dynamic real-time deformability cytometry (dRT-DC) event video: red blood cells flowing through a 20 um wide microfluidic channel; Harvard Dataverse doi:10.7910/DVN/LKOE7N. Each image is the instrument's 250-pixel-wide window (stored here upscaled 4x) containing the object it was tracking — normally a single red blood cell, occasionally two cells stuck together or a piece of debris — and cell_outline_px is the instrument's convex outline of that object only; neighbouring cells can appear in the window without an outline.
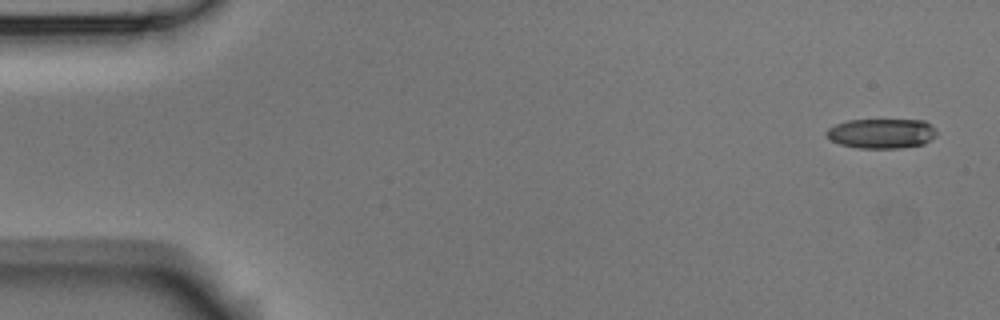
{"species": "Egyptian fruit bat (a non-hibernating species)", "species_latin": "Rousettus aegyptiacus", "temperature_condition": "room temperature", "stored_images_in_passage": 4, "camera_frame_rate_fps": 3000, "um_per_image_px": 0.085, "animal": {"sex": "male"}, "frame": {"image": 1, "passage_image": 1, "time_ms": 0.0, "image_size_px": [1000, 320], "cell_outline_px": [[936, 136], [924, 144], [900, 148], [860, 148], [840, 144], [832, 140], [824, 132], [828, 128], [836, 124], [848, 120], [924, 120], [936, 128]], "centroid_in_image_um": [74.96, 11.34], "position_along_channel_um": 10.0, "area_um2": 19.13}}
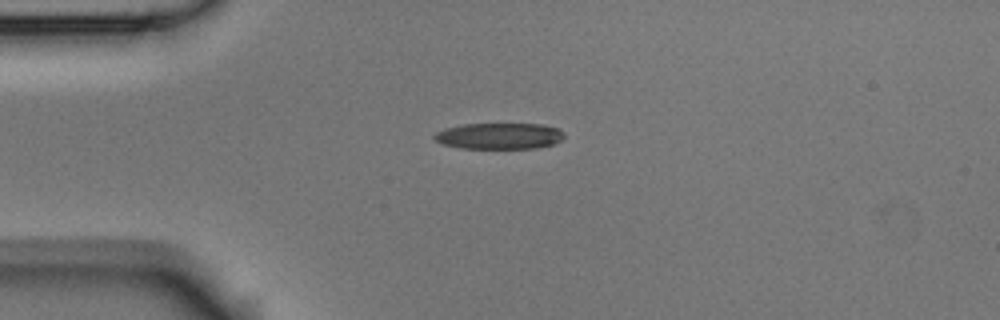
{"frame": {"image": 2, "passage_image": 4, "time_ms": 1.0, "image_size_px": [1000, 320], "cell_outline_px": [[564, 136], [560, 140], [552, 144], [536, 148], [460, 148], [444, 144], [436, 140], [432, 136], [436, 132], [444, 128], [464, 124], [540, 124], [560, 128], [564, 132]], "centroid_in_image_um": [42.44, 11.55], "position_along_channel_um": 42.6, "area_um2": 19.77}}